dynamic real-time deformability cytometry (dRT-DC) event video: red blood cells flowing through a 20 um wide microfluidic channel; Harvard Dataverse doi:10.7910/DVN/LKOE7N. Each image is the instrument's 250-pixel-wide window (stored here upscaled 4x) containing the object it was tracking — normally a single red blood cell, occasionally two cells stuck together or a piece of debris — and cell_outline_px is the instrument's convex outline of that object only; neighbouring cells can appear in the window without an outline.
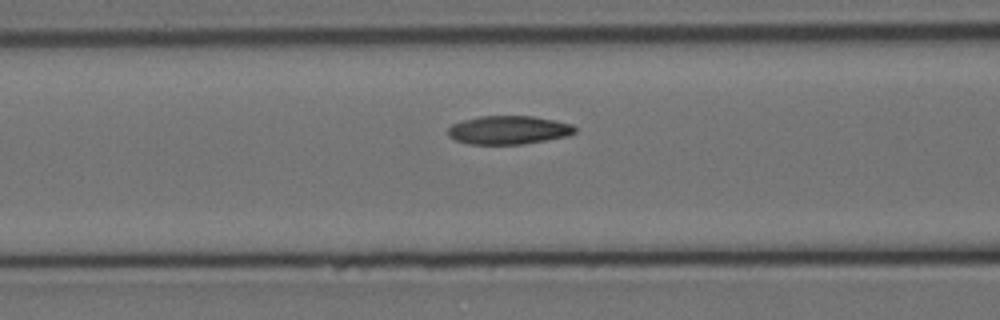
{"species": "Egyptian fruit bat (a non-hibernating species)", "species_latin": "Rousettus aegyptiacus", "temperature_condition": "cold", "stored_images_in_passage": 38, "camera_frame_rate_fps": 3000, "um_per_image_px": 0.085, "animal": {"sex": "female"}, "frame": {"image": 1, "passage_image": 10, "time_ms": 3.0, "image_size_px": [1000, 320], "cell_outline_px": [[576, 132], [568, 136], [520, 144], [468, 144], [456, 140], [448, 136], [448, 128], [452, 124], [464, 120], [480, 116], [532, 116], [556, 120], [572, 124], [576, 128]], "centroid_in_image_um": [43.23, 11.05], "position_along_channel_um": 123.4, "area_um2": 21.04}}
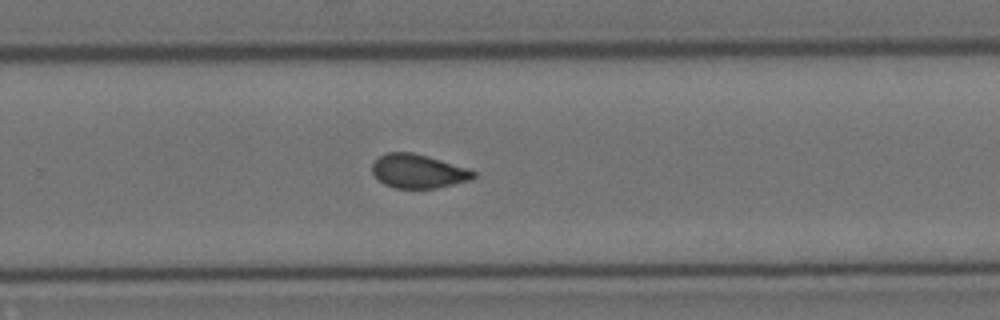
{"frame": {"image": 2, "passage_image": 24, "time_ms": 7.667, "image_size_px": [1000, 320], "cell_outline_px": [[476, 176], [472, 180], [436, 188], [396, 188], [384, 184], [372, 172], [372, 164], [384, 152], [412, 152], [428, 156], [468, 168], [476, 172]], "centroid_in_image_um": [35.57, 14.55], "position_along_channel_um": 294.2, "area_um2": 20.0}}
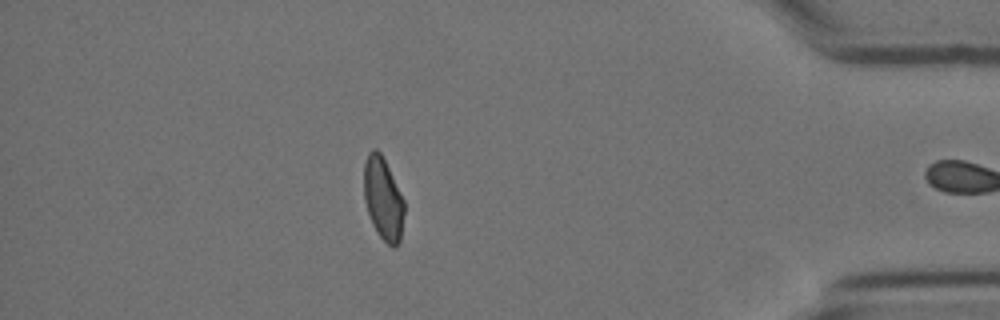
{"frame": {"image": 3, "passage_image": 37, "time_ms": 12.0, "image_size_px": [1000, 320], "cell_outline_px": [[404, 212], [400, 240], [396, 248], [392, 248], [380, 236], [372, 224], [364, 200], [364, 164], [368, 152], [372, 148], [376, 148], [380, 152], [404, 200]], "centroid_in_image_um": [32.55, 16.9], "position_along_channel_um": 402.6, "area_um2": 19.25}, "authors_computed_cell_mechanics": {"area_um2": 20.519, "velocity_mm_per_s": 3.468, "shape_relaxation_time_tau1_ms": 7.326, "shape_relaxation_time_tau2_ms": 2.4187, "deformation_change_tau1": 0.2514, "deformation_change_tau2": 0.0669}}